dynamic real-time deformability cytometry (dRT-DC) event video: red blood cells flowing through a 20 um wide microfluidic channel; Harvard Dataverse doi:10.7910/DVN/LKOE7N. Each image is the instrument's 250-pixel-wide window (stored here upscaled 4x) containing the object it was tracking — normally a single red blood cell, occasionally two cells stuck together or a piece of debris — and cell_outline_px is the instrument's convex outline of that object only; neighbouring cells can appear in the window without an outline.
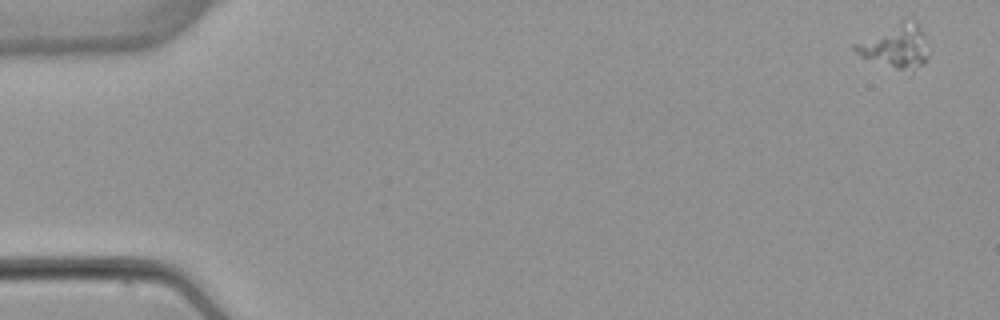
{"species": "common noctule bat (a hibernating species)", "species_latin": "Nyctalus noctula", "temperature_condition": "warm", "stored_images_in_passage": 5, "camera_frame_rate_fps": 3000, "um_per_image_px": 0.085, "animal": {"sex": "female", "body_mass_g": 22.7, "forearm_length_mm": 54.2}, "frame": {"image": 1, "passage_image": 1, "time_ms": 0.0, "image_size_px": [1000, 320], "cell_outline_px": [[928, 56], [924, 64], [912, 76], [860, 56], [852, 48], [852, 44], [904, 16], [916, 24], [924, 32]], "centroid_in_image_um": [76.14, 3.96], "position_along_channel_um": 8.9, "area_um2": 19.71}}
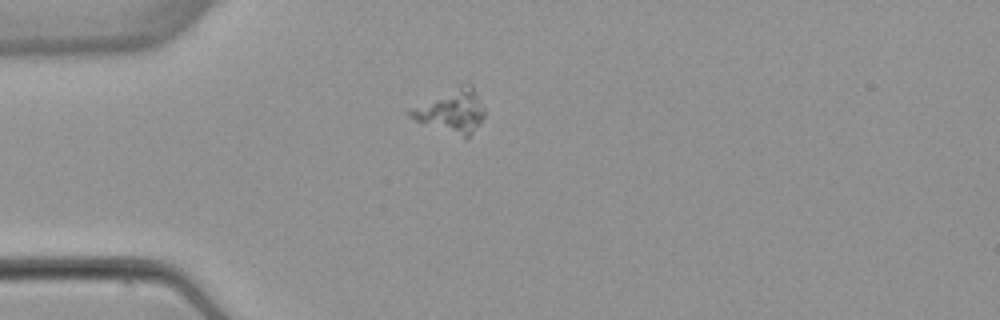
{"frame": {"image": 2, "passage_image": 4, "time_ms": 4.333, "image_size_px": [1000, 320], "cell_outline_px": [[484, 116], [472, 132], [464, 140], [416, 120], [408, 116], [408, 108], [464, 80], [472, 84], [484, 108]], "centroid_in_image_um": [38.35, 9.38], "position_along_channel_um": 46.6, "area_um2": 19.42}}
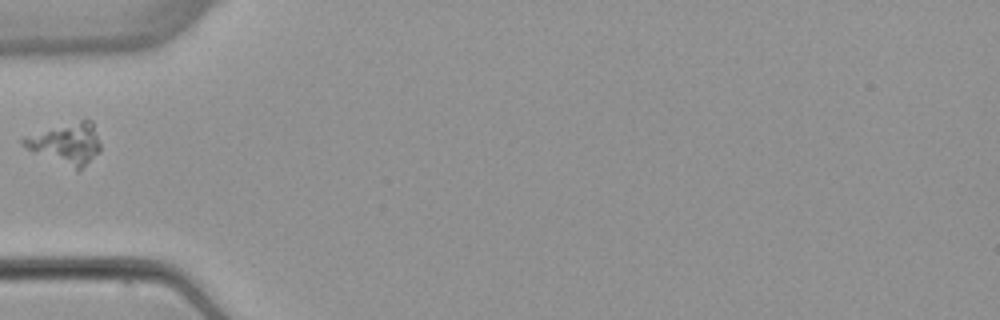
{"frame": {"image": 3, "passage_image": 5, "time_ms": 5.667, "image_size_px": [1000, 320], "cell_outline_px": [[100, 152], [76, 172], [32, 152], [20, 144], [20, 140], [24, 136], [80, 120], [92, 120], [100, 144]], "centroid_in_image_um": [5.59, 12.25], "position_along_channel_um": 79.4, "area_um2": 18.61}}